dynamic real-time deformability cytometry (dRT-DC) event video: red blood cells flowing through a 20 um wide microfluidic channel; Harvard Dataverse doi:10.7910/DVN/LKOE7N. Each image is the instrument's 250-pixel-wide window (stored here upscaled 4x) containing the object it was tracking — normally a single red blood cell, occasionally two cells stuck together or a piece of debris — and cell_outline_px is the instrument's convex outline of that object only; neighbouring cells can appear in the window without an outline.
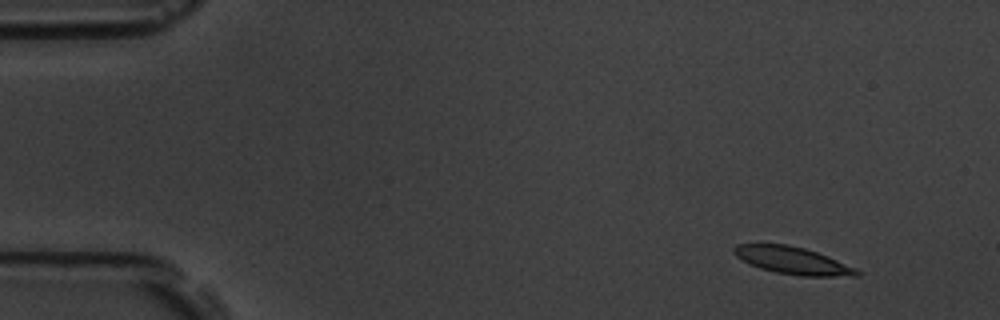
{"species": "common noctule bat (a hibernating species)", "species_latin": "Nyctalus noctula", "temperature_condition": "room temperature", "stored_images_in_passage": 4, "camera_frame_rate_fps": 3000, "um_per_image_px": 0.085, "animal": {"sex": "male", "body_mass_g": 19.5, "forearm_length_mm": 54.6}, "frame": {"image": 1, "passage_image": 1, "time_ms": 0.0, "image_size_px": [1000, 320], "cell_outline_px": [[860, 276], [800, 276], [776, 272], [760, 268], [736, 256], [732, 252], [732, 248], [736, 244], [788, 244], [804, 248], [828, 256], [856, 268], [860, 272]], "centroid_in_image_um": [67.38, 22.14], "position_along_channel_um": 17.6, "area_um2": 19.42}}
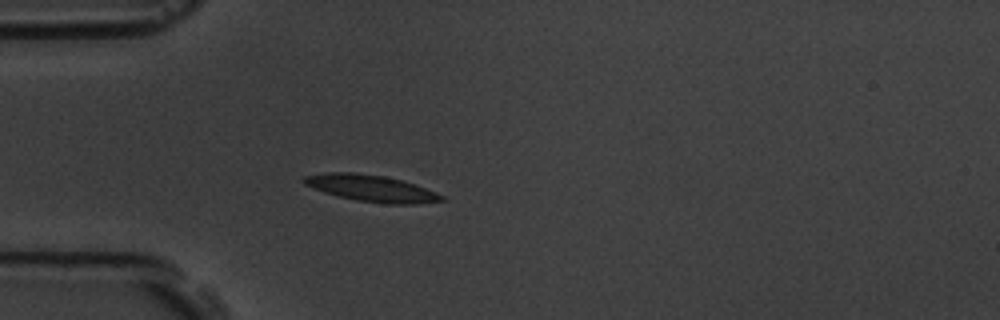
{"frame": {"image": 2, "passage_image": 4, "time_ms": 3.667, "image_size_px": [1000, 320], "cell_outline_px": [[448, 200], [416, 204], [388, 204], [356, 200], [324, 192], [304, 184], [300, 180], [304, 176], [332, 172], [352, 172], [384, 176], [400, 180], [436, 192], [444, 196]], "centroid_in_image_um": [31.57, 16.01], "position_along_channel_um": 53.4, "area_um2": 21.1}}